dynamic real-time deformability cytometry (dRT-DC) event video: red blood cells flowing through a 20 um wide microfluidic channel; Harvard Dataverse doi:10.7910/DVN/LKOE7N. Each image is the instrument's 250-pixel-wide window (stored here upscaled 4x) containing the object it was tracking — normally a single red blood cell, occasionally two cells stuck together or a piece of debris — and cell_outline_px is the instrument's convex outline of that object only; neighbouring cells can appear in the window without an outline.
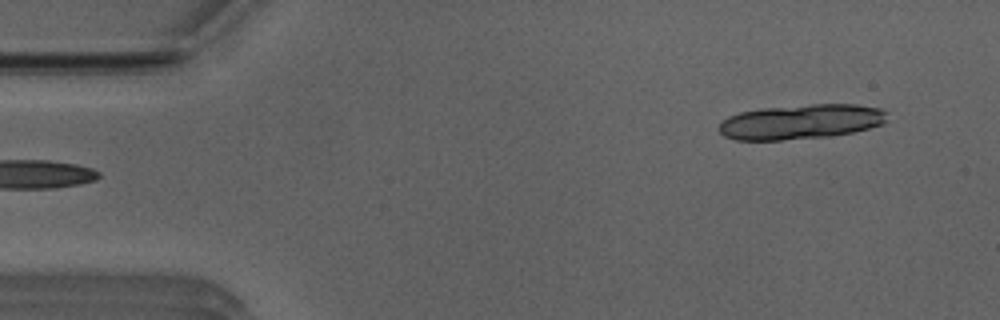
{"species": "Egyptian fruit bat (a non-hibernating species)", "species_latin": "Rousettus aegyptiacus", "temperature_condition": "room temperature", "stored_images_in_passage": 13, "camera_frame_rate_fps": 3000, "um_per_image_px": 0.085, "animal": {"sex": "male"}, "frame": {"image": 1, "passage_image": 1, "time_ms": 0.0, "image_size_px": [1000, 320], "cell_outline_px": [[884, 124], [852, 132], [828, 136], [780, 140], [736, 140], [724, 136], [716, 128], [728, 116], [740, 112], [760, 108], [812, 104], [856, 104], [880, 108], [884, 112]], "centroid_in_image_um": [68.02, 10.34], "position_along_channel_um": 17.0, "area_um2": 33.99}}